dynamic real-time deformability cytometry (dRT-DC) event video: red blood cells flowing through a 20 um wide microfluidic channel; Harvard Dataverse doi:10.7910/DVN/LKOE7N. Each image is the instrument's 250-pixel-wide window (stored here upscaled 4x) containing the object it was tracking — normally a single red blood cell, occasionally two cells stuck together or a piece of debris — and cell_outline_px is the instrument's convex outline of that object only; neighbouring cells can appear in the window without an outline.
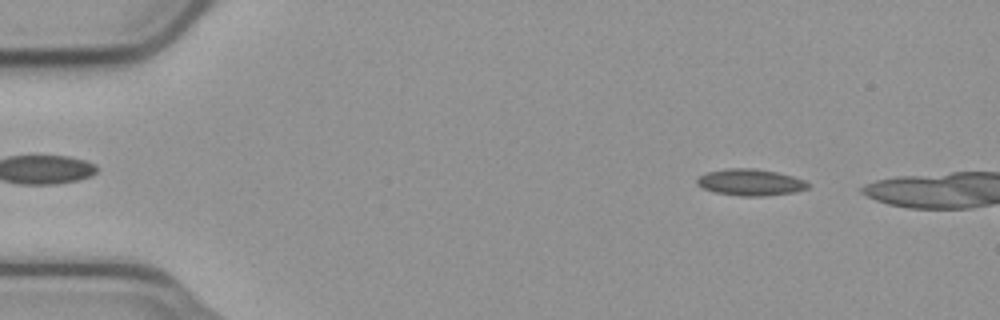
{"species": "common noctule bat (a hibernating species)", "species_latin": "Nyctalus noctula", "temperature_condition": "cold", "stored_images_in_passage": 47, "camera_frame_rate_fps": 3000, "um_per_image_px": 0.085, "animal": {"sex": "male", "body_mass_g": 23.1, "forearm_length_mm": 52.7}, "frame": {"image": 1, "passage_image": 6, "time_ms": 1.667, "image_size_px": [1000, 320], "cell_outline_px": [[808, 188], [796, 192], [764, 196], [740, 196], [716, 192], [704, 188], [696, 184], [696, 180], [700, 176], [708, 172], [728, 168], [756, 168], [776, 172], [792, 176], [804, 180], [808, 184]], "centroid_in_image_um": [63.79, 15.5], "position_along_channel_um": 21.2, "area_um2": 17.05}}
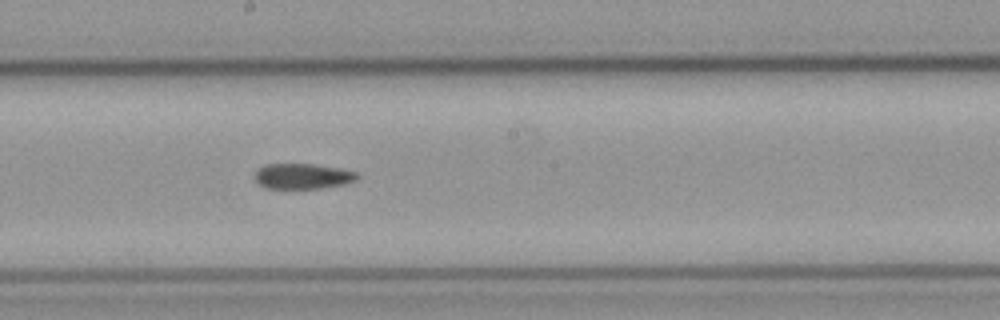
{"frame": {"image": 2, "passage_image": 29, "time_ms": 9.333, "image_size_px": [1000, 320], "cell_outline_px": [[360, 176], [356, 180], [344, 184], [320, 188], [264, 188], [256, 184], [252, 176], [256, 168], [264, 164], [312, 164], [340, 168], [356, 172]], "centroid_in_image_um": [25.63, 14.97], "position_along_channel_um": 222.6, "area_um2": 15.49}}
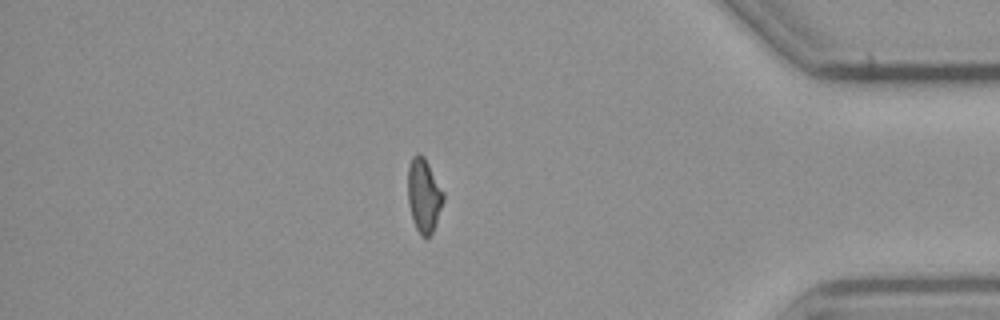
{"frame": {"image": 3, "passage_image": 46, "time_ms": 15.0, "image_size_px": [1000, 320], "cell_outline_px": [[444, 200], [432, 232], [424, 240], [420, 236], [416, 228], [408, 204], [408, 168], [412, 156], [416, 152], [420, 152], [424, 156], [444, 192]], "centroid_in_image_um": [36.02, 16.58], "position_along_channel_um": 399.2, "area_um2": 15.32}}